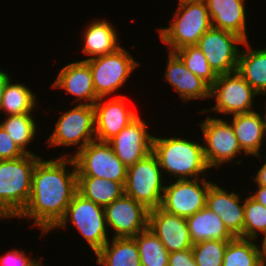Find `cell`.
I'll return each mask as SVG.
<instances>
[{
  "instance_id": "obj_1",
  "label": "cell",
  "mask_w": 266,
  "mask_h": 266,
  "mask_svg": "<svg viewBox=\"0 0 266 266\" xmlns=\"http://www.w3.org/2000/svg\"><path fill=\"white\" fill-rule=\"evenodd\" d=\"M68 167H72L71 171ZM77 193V169L70 156H59L36 162L32 175V189L27 206L17 217L33 220L31 226L48 234L64 217L66 209Z\"/></svg>"
},
{
  "instance_id": "obj_2",
  "label": "cell",
  "mask_w": 266,
  "mask_h": 266,
  "mask_svg": "<svg viewBox=\"0 0 266 266\" xmlns=\"http://www.w3.org/2000/svg\"><path fill=\"white\" fill-rule=\"evenodd\" d=\"M152 152L158 159L164 175L176 180L206 177L211 168L207 164L203 144L189 138L156 137L153 138Z\"/></svg>"
},
{
  "instance_id": "obj_3",
  "label": "cell",
  "mask_w": 266,
  "mask_h": 266,
  "mask_svg": "<svg viewBox=\"0 0 266 266\" xmlns=\"http://www.w3.org/2000/svg\"><path fill=\"white\" fill-rule=\"evenodd\" d=\"M37 154L0 160V209L10 218L18 217L27 206Z\"/></svg>"
},
{
  "instance_id": "obj_4",
  "label": "cell",
  "mask_w": 266,
  "mask_h": 266,
  "mask_svg": "<svg viewBox=\"0 0 266 266\" xmlns=\"http://www.w3.org/2000/svg\"><path fill=\"white\" fill-rule=\"evenodd\" d=\"M172 19L168 26L157 30L161 42L166 44L169 52L196 45L201 36L212 27L205 1L178 0Z\"/></svg>"
},
{
  "instance_id": "obj_5",
  "label": "cell",
  "mask_w": 266,
  "mask_h": 266,
  "mask_svg": "<svg viewBox=\"0 0 266 266\" xmlns=\"http://www.w3.org/2000/svg\"><path fill=\"white\" fill-rule=\"evenodd\" d=\"M67 224H73L74 228L78 229L94 254L109 241L104 208L84 198L78 192L68 205L64 217L54 229L61 227L66 230Z\"/></svg>"
},
{
  "instance_id": "obj_6",
  "label": "cell",
  "mask_w": 266,
  "mask_h": 266,
  "mask_svg": "<svg viewBox=\"0 0 266 266\" xmlns=\"http://www.w3.org/2000/svg\"><path fill=\"white\" fill-rule=\"evenodd\" d=\"M163 176L158 159L151 151L134 165L127 167L124 194L149 210L156 209L161 206L165 189Z\"/></svg>"
},
{
  "instance_id": "obj_7",
  "label": "cell",
  "mask_w": 266,
  "mask_h": 266,
  "mask_svg": "<svg viewBox=\"0 0 266 266\" xmlns=\"http://www.w3.org/2000/svg\"><path fill=\"white\" fill-rule=\"evenodd\" d=\"M85 62L90 67L93 86L98 98H106L122 88L140 64L122 46L113 53L88 59Z\"/></svg>"
},
{
  "instance_id": "obj_8",
  "label": "cell",
  "mask_w": 266,
  "mask_h": 266,
  "mask_svg": "<svg viewBox=\"0 0 266 266\" xmlns=\"http://www.w3.org/2000/svg\"><path fill=\"white\" fill-rule=\"evenodd\" d=\"M56 121L47 144L53 146H79L75 153L84 148L91 141L96 140L95 110L90 104H77L69 111H65Z\"/></svg>"
},
{
  "instance_id": "obj_9",
  "label": "cell",
  "mask_w": 266,
  "mask_h": 266,
  "mask_svg": "<svg viewBox=\"0 0 266 266\" xmlns=\"http://www.w3.org/2000/svg\"><path fill=\"white\" fill-rule=\"evenodd\" d=\"M256 96L259 94L238 71L221 74L210 89V98H214L216 104L210 109H202L199 113L207 114L210 110L223 115L250 113L254 111Z\"/></svg>"
},
{
  "instance_id": "obj_10",
  "label": "cell",
  "mask_w": 266,
  "mask_h": 266,
  "mask_svg": "<svg viewBox=\"0 0 266 266\" xmlns=\"http://www.w3.org/2000/svg\"><path fill=\"white\" fill-rule=\"evenodd\" d=\"M67 154L64 156H71L74 159L77 176H93L116 182L126 181L127 167L116 156L108 142L94 140L76 153Z\"/></svg>"
},
{
  "instance_id": "obj_11",
  "label": "cell",
  "mask_w": 266,
  "mask_h": 266,
  "mask_svg": "<svg viewBox=\"0 0 266 266\" xmlns=\"http://www.w3.org/2000/svg\"><path fill=\"white\" fill-rule=\"evenodd\" d=\"M199 126L203 134L205 159L210 168L235 162L234 157L243 152L229 121L207 115Z\"/></svg>"
},
{
  "instance_id": "obj_12",
  "label": "cell",
  "mask_w": 266,
  "mask_h": 266,
  "mask_svg": "<svg viewBox=\"0 0 266 266\" xmlns=\"http://www.w3.org/2000/svg\"><path fill=\"white\" fill-rule=\"evenodd\" d=\"M244 42L245 40L238 34L211 27L196 45L214 72L221 75L237 71L241 51L239 46Z\"/></svg>"
},
{
  "instance_id": "obj_13",
  "label": "cell",
  "mask_w": 266,
  "mask_h": 266,
  "mask_svg": "<svg viewBox=\"0 0 266 266\" xmlns=\"http://www.w3.org/2000/svg\"><path fill=\"white\" fill-rule=\"evenodd\" d=\"M173 181L169 186L165 185L160 206L163 210L188 218L206 206L207 193L213 181L206 180V177Z\"/></svg>"
},
{
  "instance_id": "obj_14",
  "label": "cell",
  "mask_w": 266,
  "mask_h": 266,
  "mask_svg": "<svg viewBox=\"0 0 266 266\" xmlns=\"http://www.w3.org/2000/svg\"><path fill=\"white\" fill-rule=\"evenodd\" d=\"M149 211L144 205L126 194L114 200L104 208L107 228L114 231L111 237H134L147 229Z\"/></svg>"
},
{
  "instance_id": "obj_15",
  "label": "cell",
  "mask_w": 266,
  "mask_h": 266,
  "mask_svg": "<svg viewBox=\"0 0 266 266\" xmlns=\"http://www.w3.org/2000/svg\"><path fill=\"white\" fill-rule=\"evenodd\" d=\"M147 123L139 116L108 141L116 156L129 167L152 151L153 138Z\"/></svg>"
},
{
  "instance_id": "obj_16",
  "label": "cell",
  "mask_w": 266,
  "mask_h": 266,
  "mask_svg": "<svg viewBox=\"0 0 266 266\" xmlns=\"http://www.w3.org/2000/svg\"><path fill=\"white\" fill-rule=\"evenodd\" d=\"M125 102L119 95L108 102L101 97L94 103L96 140L108 142L138 116Z\"/></svg>"
},
{
  "instance_id": "obj_17",
  "label": "cell",
  "mask_w": 266,
  "mask_h": 266,
  "mask_svg": "<svg viewBox=\"0 0 266 266\" xmlns=\"http://www.w3.org/2000/svg\"><path fill=\"white\" fill-rule=\"evenodd\" d=\"M148 227L169 253L193 247L186 218L168 213L158 207L149 211Z\"/></svg>"
},
{
  "instance_id": "obj_18",
  "label": "cell",
  "mask_w": 266,
  "mask_h": 266,
  "mask_svg": "<svg viewBox=\"0 0 266 266\" xmlns=\"http://www.w3.org/2000/svg\"><path fill=\"white\" fill-rule=\"evenodd\" d=\"M167 52L165 82L176 90L184 103L195 99H209L211 87L192 73L174 52Z\"/></svg>"
},
{
  "instance_id": "obj_19",
  "label": "cell",
  "mask_w": 266,
  "mask_h": 266,
  "mask_svg": "<svg viewBox=\"0 0 266 266\" xmlns=\"http://www.w3.org/2000/svg\"><path fill=\"white\" fill-rule=\"evenodd\" d=\"M51 87L75 96L73 100L78 101L77 104L94 105L99 99L93 86L90 67L82 60L63 66ZM82 100L84 101L81 102Z\"/></svg>"
},
{
  "instance_id": "obj_20",
  "label": "cell",
  "mask_w": 266,
  "mask_h": 266,
  "mask_svg": "<svg viewBox=\"0 0 266 266\" xmlns=\"http://www.w3.org/2000/svg\"><path fill=\"white\" fill-rule=\"evenodd\" d=\"M240 197L239 193L226 191L215 182L208 190L206 207L223 220L235 237L243 238L244 200Z\"/></svg>"
},
{
  "instance_id": "obj_21",
  "label": "cell",
  "mask_w": 266,
  "mask_h": 266,
  "mask_svg": "<svg viewBox=\"0 0 266 266\" xmlns=\"http://www.w3.org/2000/svg\"><path fill=\"white\" fill-rule=\"evenodd\" d=\"M231 117V126L244 155L261 159V144L266 140V110L263 115L253 111Z\"/></svg>"
},
{
  "instance_id": "obj_22",
  "label": "cell",
  "mask_w": 266,
  "mask_h": 266,
  "mask_svg": "<svg viewBox=\"0 0 266 266\" xmlns=\"http://www.w3.org/2000/svg\"><path fill=\"white\" fill-rule=\"evenodd\" d=\"M246 0H205L212 27L238 34L248 41Z\"/></svg>"
},
{
  "instance_id": "obj_23",
  "label": "cell",
  "mask_w": 266,
  "mask_h": 266,
  "mask_svg": "<svg viewBox=\"0 0 266 266\" xmlns=\"http://www.w3.org/2000/svg\"><path fill=\"white\" fill-rule=\"evenodd\" d=\"M88 26L84 27L83 31V49L81 50L84 55L89 58L83 59L86 61L95 57L103 56L115 52L121 47L118 40V31L108 20L96 19L92 23H87ZM114 27V28H113Z\"/></svg>"
},
{
  "instance_id": "obj_24",
  "label": "cell",
  "mask_w": 266,
  "mask_h": 266,
  "mask_svg": "<svg viewBox=\"0 0 266 266\" xmlns=\"http://www.w3.org/2000/svg\"><path fill=\"white\" fill-rule=\"evenodd\" d=\"M186 222L193 244L207 240H232L235 238L223 220L206 206L186 218Z\"/></svg>"
},
{
  "instance_id": "obj_25",
  "label": "cell",
  "mask_w": 266,
  "mask_h": 266,
  "mask_svg": "<svg viewBox=\"0 0 266 266\" xmlns=\"http://www.w3.org/2000/svg\"><path fill=\"white\" fill-rule=\"evenodd\" d=\"M250 42L243 43L245 50L240 51L238 73L259 94L266 95V48L252 49Z\"/></svg>"
},
{
  "instance_id": "obj_26",
  "label": "cell",
  "mask_w": 266,
  "mask_h": 266,
  "mask_svg": "<svg viewBox=\"0 0 266 266\" xmlns=\"http://www.w3.org/2000/svg\"><path fill=\"white\" fill-rule=\"evenodd\" d=\"M95 256L96 263L100 266H141L138 247L133 237H112Z\"/></svg>"
},
{
  "instance_id": "obj_27",
  "label": "cell",
  "mask_w": 266,
  "mask_h": 266,
  "mask_svg": "<svg viewBox=\"0 0 266 266\" xmlns=\"http://www.w3.org/2000/svg\"><path fill=\"white\" fill-rule=\"evenodd\" d=\"M125 182L93 176H77V192L105 208L124 194Z\"/></svg>"
},
{
  "instance_id": "obj_28",
  "label": "cell",
  "mask_w": 266,
  "mask_h": 266,
  "mask_svg": "<svg viewBox=\"0 0 266 266\" xmlns=\"http://www.w3.org/2000/svg\"><path fill=\"white\" fill-rule=\"evenodd\" d=\"M253 239L235 237L228 242L222 266H266L260 245Z\"/></svg>"
},
{
  "instance_id": "obj_29",
  "label": "cell",
  "mask_w": 266,
  "mask_h": 266,
  "mask_svg": "<svg viewBox=\"0 0 266 266\" xmlns=\"http://www.w3.org/2000/svg\"><path fill=\"white\" fill-rule=\"evenodd\" d=\"M7 81L1 106L0 113L4 111L5 116L14 114H27L33 113L37 108V94H34L32 90L22 83Z\"/></svg>"
},
{
  "instance_id": "obj_30",
  "label": "cell",
  "mask_w": 266,
  "mask_h": 266,
  "mask_svg": "<svg viewBox=\"0 0 266 266\" xmlns=\"http://www.w3.org/2000/svg\"><path fill=\"white\" fill-rule=\"evenodd\" d=\"M0 126L26 154H34L27 150L38 132L33 113L5 116Z\"/></svg>"
},
{
  "instance_id": "obj_31",
  "label": "cell",
  "mask_w": 266,
  "mask_h": 266,
  "mask_svg": "<svg viewBox=\"0 0 266 266\" xmlns=\"http://www.w3.org/2000/svg\"><path fill=\"white\" fill-rule=\"evenodd\" d=\"M133 238L138 247L141 266H168L170 253L149 227Z\"/></svg>"
},
{
  "instance_id": "obj_32",
  "label": "cell",
  "mask_w": 266,
  "mask_h": 266,
  "mask_svg": "<svg viewBox=\"0 0 266 266\" xmlns=\"http://www.w3.org/2000/svg\"><path fill=\"white\" fill-rule=\"evenodd\" d=\"M174 53L192 73L205 81L210 87L214 84L218 75L210 67L205 55L197 45L182 47Z\"/></svg>"
},
{
  "instance_id": "obj_33",
  "label": "cell",
  "mask_w": 266,
  "mask_h": 266,
  "mask_svg": "<svg viewBox=\"0 0 266 266\" xmlns=\"http://www.w3.org/2000/svg\"><path fill=\"white\" fill-rule=\"evenodd\" d=\"M266 233V207L250 195L244 199L243 238L257 240Z\"/></svg>"
},
{
  "instance_id": "obj_34",
  "label": "cell",
  "mask_w": 266,
  "mask_h": 266,
  "mask_svg": "<svg viewBox=\"0 0 266 266\" xmlns=\"http://www.w3.org/2000/svg\"><path fill=\"white\" fill-rule=\"evenodd\" d=\"M230 240H207L193 244L192 251L197 266H222Z\"/></svg>"
},
{
  "instance_id": "obj_35",
  "label": "cell",
  "mask_w": 266,
  "mask_h": 266,
  "mask_svg": "<svg viewBox=\"0 0 266 266\" xmlns=\"http://www.w3.org/2000/svg\"><path fill=\"white\" fill-rule=\"evenodd\" d=\"M26 153L14 142L9 134L0 126V160H12Z\"/></svg>"
},
{
  "instance_id": "obj_36",
  "label": "cell",
  "mask_w": 266,
  "mask_h": 266,
  "mask_svg": "<svg viewBox=\"0 0 266 266\" xmlns=\"http://www.w3.org/2000/svg\"><path fill=\"white\" fill-rule=\"evenodd\" d=\"M29 256L31 255H26L24 250L14 248L0 257V266H37L41 262V258L38 257L37 260Z\"/></svg>"
},
{
  "instance_id": "obj_37",
  "label": "cell",
  "mask_w": 266,
  "mask_h": 266,
  "mask_svg": "<svg viewBox=\"0 0 266 266\" xmlns=\"http://www.w3.org/2000/svg\"><path fill=\"white\" fill-rule=\"evenodd\" d=\"M168 266H197L192 248L169 254Z\"/></svg>"
},
{
  "instance_id": "obj_38",
  "label": "cell",
  "mask_w": 266,
  "mask_h": 266,
  "mask_svg": "<svg viewBox=\"0 0 266 266\" xmlns=\"http://www.w3.org/2000/svg\"><path fill=\"white\" fill-rule=\"evenodd\" d=\"M264 162L265 163L259 167L258 171H256L257 173H255V176H253V181L256 185L266 186V161Z\"/></svg>"
},
{
  "instance_id": "obj_39",
  "label": "cell",
  "mask_w": 266,
  "mask_h": 266,
  "mask_svg": "<svg viewBox=\"0 0 266 266\" xmlns=\"http://www.w3.org/2000/svg\"><path fill=\"white\" fill-rule=\"evenodd\" d=\"M254 193L250 195L254 200L266 207V186L256 185Z\"/></svg>"
},
{
  "instance_id": "obj_40",
  "label": "cell",
  "mask_w": 266,
  "mask_h": 266,
  "mask_svg": "<svg viewBox=\"0 0 266 266\" xmlns=\"http://www.w3.org/2000/svg\"><path fill=\"white\" fill-rule=\"evenodd\" d=\"M11 79L9 73H6L5 71L0 69V106L2 101V96L7 84V81Z\"/></svg>"
},
{
  "instance_id": "obj_41",
  "label": "cell",
  "mask_w": 266,
  "mask_h": 266,
  "mask_svg": "<svg viewBox=\"0 0 266 266\" xmlns=\"http://www.w3.org/2000/svg\"><path fill=\"white\" fill-rule=\"evenodd\" d=\"M261 243H260V249H261V252H262V256H263V259L266 263V233L262 236L261 238Z\"/></svg>"
},
{
  "instance_id": "obj_42",
  "label": "cell",
  "mask_w": 266,
  "mask_h": 266,
  "mask_svg": "<svg viewBox=\"0 0 266 266\" xmlns=\"http://www.w3.org/2000/svg\"><path fill=\"white\" fill-rule=\"evenodd\" d=\"M10 219L1 209H0V220L1 219Z\"/></svg>"
}]
</instances>
